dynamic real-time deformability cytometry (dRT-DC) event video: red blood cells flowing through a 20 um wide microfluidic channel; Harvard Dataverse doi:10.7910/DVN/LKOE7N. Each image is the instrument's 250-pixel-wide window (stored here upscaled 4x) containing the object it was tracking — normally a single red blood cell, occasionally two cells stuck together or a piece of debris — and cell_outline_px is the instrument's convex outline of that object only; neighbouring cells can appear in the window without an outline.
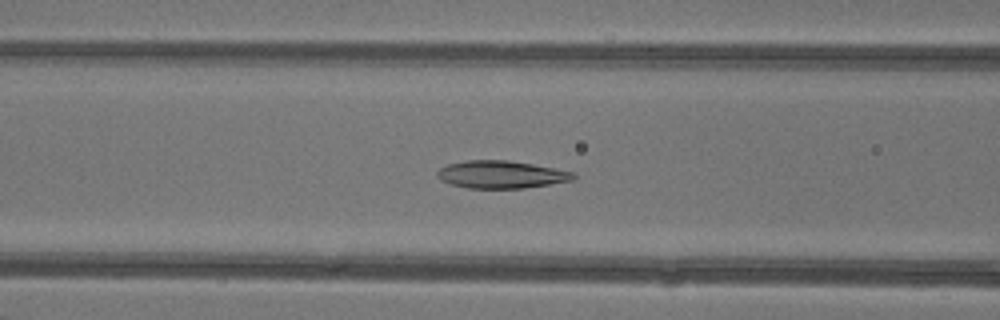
{"species": "common noctule bat (a hibernating species)", "species_latin": "Nyctalus noctula", "temperature_condition": "warm", "stored_images_in_passage": 34, "camera_frame_rate_fps": 3000, "um_per_image_px": 0.085, "animal": {"sex": "female"}, "frame": {"image": 1, "passage_image": 5, "time_ms": 1.333, "image_size_px": [1000, 320], "cell_outline_px": [[576, 180], [524, 188], [468, 188], [452, 184], [440, 180], [436, 176], [436, 172], [440, 168], [448, 164], [468, 160], [508, 160], [532, 164], [576, 172]], "centroid_in_image_um": [42.63, 14.83], "position_along_channel_um": 124.0, "area_um2": 21.96}}
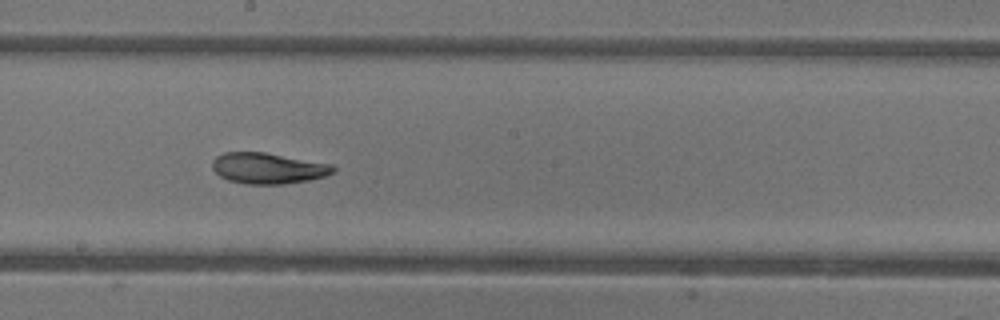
{"frame": {"image": 2, "passage_image": 12, "time_ms": 3.667, "image_size_px": [1000, 320], "cell_outline_px": [[336, 172], [324, 176], [308, 180], [284, 184], [248, 184], [228, 180], [220, 176], [212, 168], [212, 160], [216, 156], [224, 152], [264, 152], [332, 164], [336, 168]], "centroid_in_image_um": [22.78, 14.3], "position_along_channel_um": 225.4, "area_um2": 21.79}}
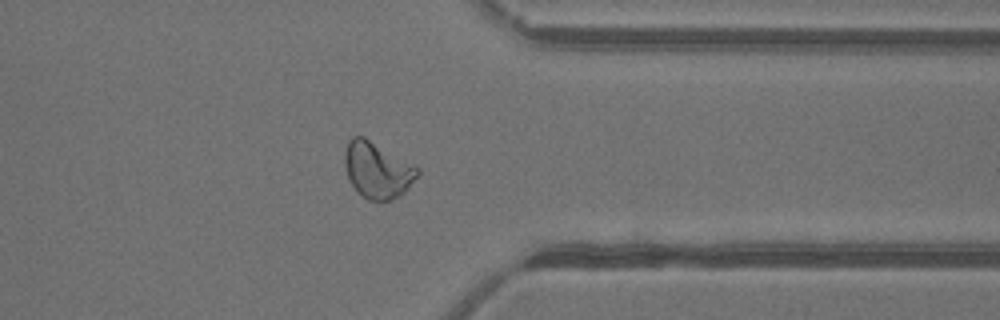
{"frame": {"image": 3, "passage_image": 23, "time_ms": 7.333, "image_size_px": [1000, 320], "cell_outline_px": [[420, 172], [408, 188], [404, 192], [388, 200], [368, 200], [352, 184], [348, 176], [344, 164], [344, 152], [348, 140], [352, 136], [364, 136], [416, 164], [420, 168]], "centroid_in_image_um": [32.09, 14.4], "position_along_channel_um": 379.3, "area_um2": 23.81}, "authors_computed_cell_mechanics": {"area_um2": 22.5709, "velocity_mm_per_s": 4.3551, "shape_relaxation_time_tau1_ms": 8.0732, "shape_relaxation_time_tau2_ms": 2.5467, "deformation_change_tau1": 0.2537, "deformation_change_tau2": 0.0841}}